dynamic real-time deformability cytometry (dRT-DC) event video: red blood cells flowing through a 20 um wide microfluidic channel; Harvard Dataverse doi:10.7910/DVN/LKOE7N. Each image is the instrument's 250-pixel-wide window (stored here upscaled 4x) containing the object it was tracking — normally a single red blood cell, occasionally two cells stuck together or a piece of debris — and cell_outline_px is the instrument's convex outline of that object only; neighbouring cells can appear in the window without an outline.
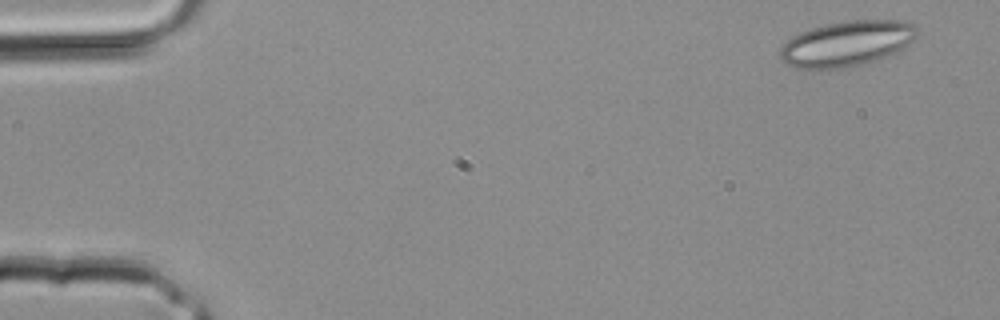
{"species": "common noctule bat (a hibernating species)", "species_latin": "Nyctalus noctula", "temperature_condition": "room temperature", "stored_images_in_passage": 3, "camera_frame_rate_fps": 3000, "um_per_image_px": 0.085, "animal": {"sex": "male", "body_mass_g": 20.4}, "frame": {"image": 1, "passage_image": 3, "time_ms": 0.667, "image_size_px": [1000, 320], "cell_outline_px": [[916, 36], [900, 52], [888, 56], [840, 68], [792, 68], [784, 64], [780, 60], [780, 48], [792, 36], [800, 32], [812, 28], [828, 24], [852, 20], [904, 20], [916, 24]], "centroid_in_image_um": [71.97, 3.69], "position_along_channel_um": 13.0, "area_um2": 36.01}}